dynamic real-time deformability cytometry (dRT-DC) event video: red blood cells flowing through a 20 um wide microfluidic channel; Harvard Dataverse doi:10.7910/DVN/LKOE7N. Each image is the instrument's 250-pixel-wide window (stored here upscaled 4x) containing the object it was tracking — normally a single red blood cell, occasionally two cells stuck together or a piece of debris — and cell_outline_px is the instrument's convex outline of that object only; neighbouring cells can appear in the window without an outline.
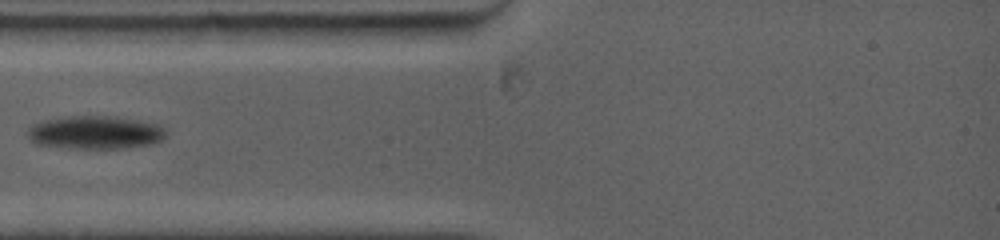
{"species": "common noctule bat (a hibernating species)", "species_latin": "Nyctalus noctula", "temperature_condition": "warm", "stored_images_in_passage": 23, "camera_frame_rate_fps": 5000, "um_per_image_px": 0.085, "animal": {"sex": "female", "body_mass_g": 19.0, "forearm_length_mm": 53.3}, "frame": {"image": 1, "passage_image": 1, "time_ms": 0.0, "image_size_px": [1000, 240], "cell_outline_px": [[168, 132], [160, 140], [152, 144], [124, 148], [68, 148], [36, 144], [28, 140], [28, 128], [32, 124], [44, 120], [64, 116], [112, 116], [136, 120], [156, 124], [164, 128]], "centroid_in_image_um": [8.05, 11.26], "position_along_channel_um": 77.0, "area_um2": 26.82}}
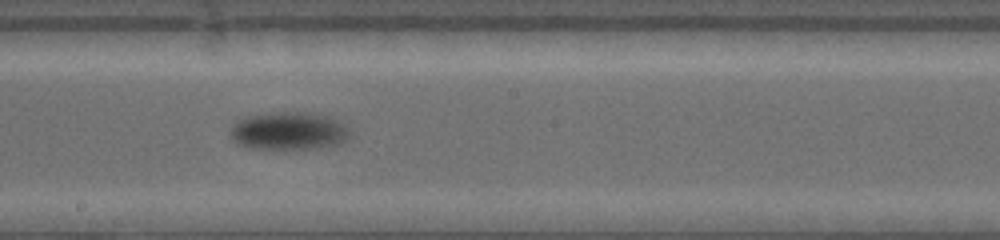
{"frame": {"image": 2, "passage_image": 13, "time_ms": 4.0, "image_size_px": [1000, 240], "cell_outline_px": [[352, 132], [340, 144], [316, 148], [248, 148], [236, 144], [228, 136], [228, 132], [232, 124], [236, 120], [248, 116], [272, 112], [308, 112], [328, 116], [344, 124]], "centroid_in_image_um": [24.48, 11.12], "position_along_channel_um": 223.7, "area_um2": 26.65}}
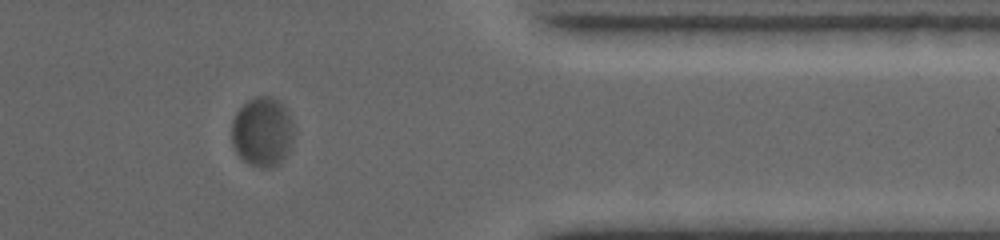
{"frame": {"image": 3, "passage_image": 22, "time_ms": 9.0, "image_size_px": [1000, 240], "cell_outline_px": [[292, 144], [284, 160], [280, 164], [268, 168], [260, 168], [248, 164], [236, 152], [232, 144], [232, 120], [236, 112], [248, 100], [256, 96], [272, 96], [280, 100], [288, 108], [292, 120]], "centroid_in_image_um": [22.32, 11.2], "position_along_channel_um": 389.1, "area_um2": 25.66}}